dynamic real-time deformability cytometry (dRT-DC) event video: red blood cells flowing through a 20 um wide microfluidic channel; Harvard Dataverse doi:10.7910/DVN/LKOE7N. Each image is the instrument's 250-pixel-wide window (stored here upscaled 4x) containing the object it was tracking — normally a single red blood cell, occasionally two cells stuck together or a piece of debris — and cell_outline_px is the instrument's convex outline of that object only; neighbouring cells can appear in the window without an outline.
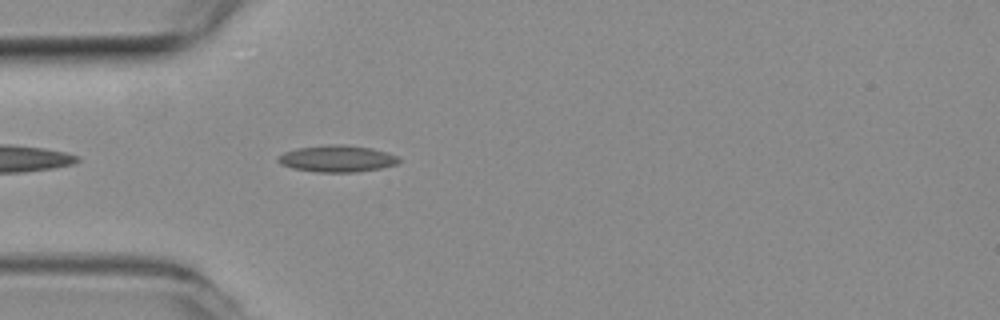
{"species": "common noctule bat (a hibernating species)", "species_latin": "Nyctalus noctula", "temperature_condition": "room temperature", "stored_images_in_passage": 4, "camera_frame_rate_fps": 3000, "um_per_image_px": 0.085, "animal": {"sex": "female", "body_mass_g": 19.3, "forearm_length_mm": 54.1}, "frame": {"image": 1, "passage_image": 1, "time_ms": 0.0, "image_size_px": [1000, 320], "cell_outline_px": [[400, 160], [396, 164], [380, 168], [356, 172], [316, 172], [292, 168], [280, 164], [276, 160], [284, 152], [300, 148], [332, 144], [344, 144], [372, 148], [388, 152], [396, 156]], "centroid_in_image_um": [28.66, 13.49], "position_along_channel_um": 56.3, "area_um2": 18.67}}